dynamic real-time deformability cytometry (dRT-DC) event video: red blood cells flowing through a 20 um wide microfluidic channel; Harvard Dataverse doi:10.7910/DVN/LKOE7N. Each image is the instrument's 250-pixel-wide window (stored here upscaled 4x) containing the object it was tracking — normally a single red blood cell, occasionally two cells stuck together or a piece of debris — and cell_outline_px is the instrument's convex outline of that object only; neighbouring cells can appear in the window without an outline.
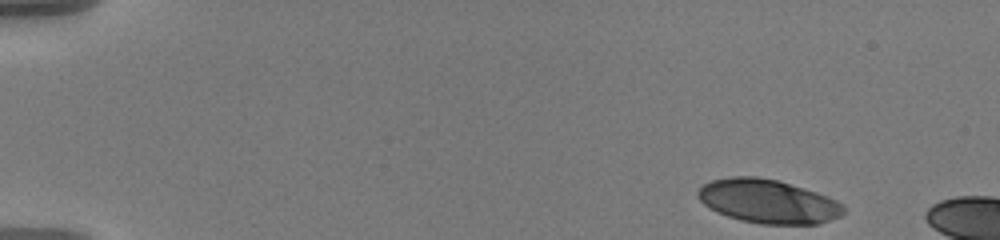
{"species": "human", "species_latin": "Homo sapiens", "temperature_condition": "warm", "stored_images_in_passage": 51, "camera_frame_rate_fps": 3000, "um_per_image_px": 0.085, "donor": {"sex": "male"}, "frame": {"image": 1, "passage_image": 1, "time_ms": 0.0, "image_size_px": [1000, 240], "cell_outline_px": [[844, 212], [840, 216], [816, 224], [760, 224], [740, 220], [716, 212], [704, 204], [696, 196], [696, 192], [704, 184], [712, 180], [732, 176], [756, 176], [776, 180], [804, 188], [828, 196], [844, 204]], "centroid_in_image_um": [65.27, 17.11], "position_along_channel_um": 19.7, "area_um2": 37.11}}
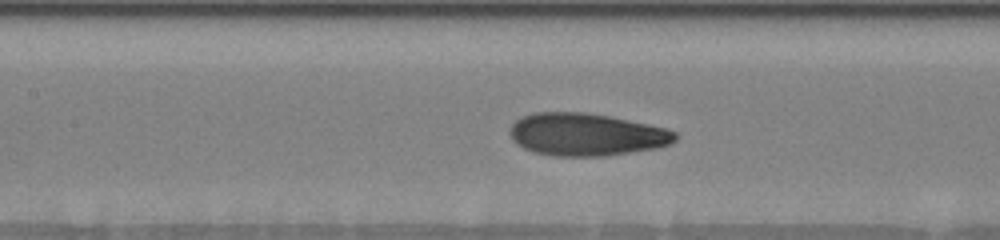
{"frame": {"image": 2, "passage_image": 23, "time_ms": 7.333, "image_size_px": [1000, 240], "cell_outline_px": [[680, 136], [672, 144], [656, 148], [604, 156], [552, 156], [532, 152], [516, 144], [512, 140], [508, 132], [512, 124], [520, 116], [532, 112], [584, 112], [608, 116], [648, 124], [664, 128], [676, 132]], "centroid_in_image_um": [49.8, 11.43], "position_along_channel_um": 157.6, "area_um2": 41.33}}
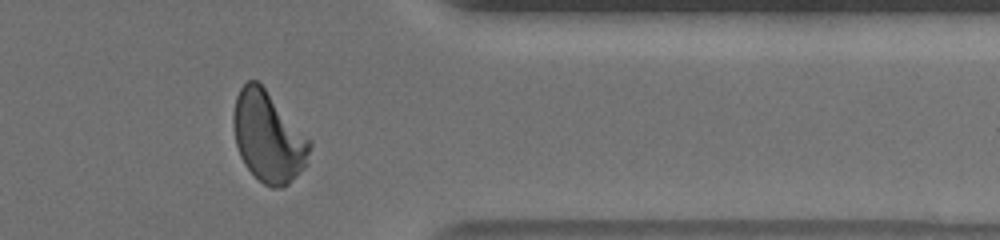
{"frame": {"image": 3, "passage_image": 43, "time_ms": 14.0, "image_size_px": [1000, 240], "cell_outline_px": [[312, 144], [308, 164], [288, 184], [280, 188], [272, 188], [264, 184], [244, 164], [240, 156], [236, 144], [232, 124], [232, 116], [236, 96], [240, 88], [248, 80], [256, 80], [264, 88], [312, 140]], "centroid_in_image_um": [22.82, 11.65], "position_along_channel_um": 388.6, "area_um2": 40.34}}